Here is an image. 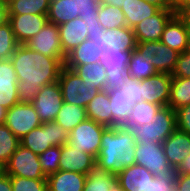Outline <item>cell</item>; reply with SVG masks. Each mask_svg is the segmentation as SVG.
I'll list each match as a JSON object with an SVG mask.
<instances>
[{
	"label": "cell",
	"mask_w": 190,
	"mask_h": 191,
	"mask_svg": "<svg viewBox=\"0 0 190 191\" xmlns=\"http://www.w3.org/2000/svg\"><path fill=\"white\" fill-rule=\"evenodd\" d=\"M160 41L179 53L190 49L188 27L179 14L167 23Z\"/></svg>",
	"instance_id": "17"
},
{
	"label": "cell",
	"mask_w": 190,
	"mask_h": 191,
	"mask_svg": "<svg viewBox=\"0 0 190 191\" xmlns=\"http://www.w3.org/2000/svg\"><path fill=\"white\" fill-rule=\"evenodd\" d=\"M172 77L190 78V49L179 54Z\"/></svg>",
	"instance_id": "45"
},
{
	"label": "cell",
	"mask_w": 190,
	"mask_h": 191,
	"mask_svg": "<svg viewBox=\"0 0 190 191\" xmlns=\"http://www.w3.org/2000/svg\"><path fill=\"white\" fill-rule=\"evenodd\" d=\"M51 0H12L8 5V15H47Z\"/></svg>",
	"instance_id": "33"
},
{
	"label": "cell",
	"mask_w": 190,
	"mask_h": 191,
	"mask_svg": "<svg viewBox=\"0 0 190 191\" xmlns=\"http://www.w3.org/2000/svg\"><path fill=\"white\" fill-rule=\"evenodd\" d=\"M162 147L169 164L176 169L190 154V134L176 128L162 143Z\"/></svg>",
	"instance_id": "20"
},
{
	"label": "cell",
	"mask_w": 190,
	"mask_h": 191,
	"mask_svg": "<svg viewBox=\"0 0 190 191\" xmlns=\"http://www.w3.org/2000/svg\"><path fill=\"white\" fill-rule=\"evenodd\" d=\"M25 45L49 57L67 56L61 46L59 27L51 22H47Z\"/></svg>",
	"instance_id": "12"
},
{
	"label": "cell",
	"mask_w": 190,
	"mask_h": 191,
	"mask_svg": "<svg viewBox=\"0 0 190 191\" xmlns=\"http://www.w3.org/2000/svg\"><path fill=\"white\" fill-rule=\"evenodd\" d=\"M108 95L113 119L112 127H126L134 105L133 100L127 95V84H123L121 88L108 90Z\"/></svg>",
	"instance_id": "19"
},
{
	"label": "cell",
	"mask_w": 190,
	"mask_h": 191,
	"mask_svg": "<svg viewBox=\"0 0 190 191\" xmlns=\"http://www.w3.org/2000/svg\"><path fill=\"white\" fill-rule=\"evenodd\" d=\"M78 6L75 0H51L47 13L48 22L60 26L78 18Z\"/></svg>",
	"instance_id": "29"
},
{
	"label": "cell",
	"mask_w": 190,
	"mask_h": 191,
	"mask_svg": "<svg viewBox=\"0 0 190 191\" xmlns=\"http://www.w3.org/2000/svg\"><path fill=\"white\" fill-rule=\"evenodd\" d=\"M188 104H190V78L173 77L168 106L176 111Z\"/></svg>",
	"instance_id": "32"
},
{
	"label": "cell",
	"mask_w": 190,
	"mask_h": 191,
	"mask_svg": "<svg viewBox=\"0 0 190 191\" xmlns=\"http://www.w3.org/2000/svg\"><path fill=\"white\" fill-rule=\"evenodd\" d=\"M175 191H190V174L175 175Z\"/></svg>",
	"instance_id": "49"
},
{
	"label": "cell",
	"mask_w": 190,
	"mask_h": 191,
	"mask_svg": "<svg viewBox=\"0 0 190 191\" xmlns=\"http://www.w3.org/2000/svg\"><path fill=\"white\" fill-rule=\"evenodd\" d=\"M161 107L147 101L135 103L130 112L128 124H147Z\"/></svg>",
	"instance_id": "37"
},
{
	"label": "cell",
	"mask_w": 190,
	"mask_h": 191,
	"mask_svg": "<svg viewBox=\"0 0 190 191\" xmlns=\"http://www.w3.org/2000/svg\"><path fill=\"white\" fill-rule=\"evenodd\" d=\"M104 47L103 43L93 42L87 38L67 54L64 65H83L100 62Z\"/></svg>",
	"instance_id": "23"
},
{
	"label": "cell",
	"mask_w": 190,
	"mask_h": 191,
	"mask_svg": "<svg viewBox=\"0 0 190 191\" xmlns=\"http://www.w3.org/2000/svg\"><path fill=\"white\" fill-rule=\"evenodd\" d=\"M171 10L178 14L184 7H186L190 0H170Z\"/></svg>",
	"instance_id": "51"
},
{
	"label": "cell",
	"mask_w": 190,
	"mask_h": 191,
	"mask_svg": "<svg viewBox=\"0 0 190 191\" xmlns=\"http://www.w3.org/2000/svg\"><path fill=\"white\" fill-rule=\"evenodd\" d=\"M152 58L146 57L138 47L131 52L127 65V73L137 80L147 79L158 72L151 62Z\"/></svg>",
	"instance_id": "30"
},
{
	"label": "cell",
	"mask_w": 190,
	"mask_h": 191,
	"mask_svg": "<svg viewBox=\"0 0 190 191\" xmlns=\"http://www.w3.org/2000/svg\"><path fill=\"white\" fill-rule=\"evenodd\" d=\"M9 20L7 5L0 3V26Z\"/></svg>",
	"instance_id": "54"
},
{
	"label": "cell",
	"mask_w": 190,
	"mask_h": 191,
	"mask_svg": "<svg viewBox=\"0 0 190 191\" xmlns=\"http://www.w3.org/2000/svg\"><path fill=\"white\" fill-rule=\"evenodd\" d=\"M87 118L112 127V112L108 90L100 91L86 107Z\"/></svg>",
	"instance_id": "27"
},
{
	"label": "cell",
	"mask_w": 190,
	"mask_h": 191,
	"mask_svg": "<svg viewBox=\"0 0 190 191\" xmlns=\"http://www.w3.org/2000/svg\"><path fill=\"white\" fill-rule=\"evenodd\" d=\"M19 145L20 140L11 130L5 124L0 125V160L7 164Z\"/></svg>",
	"instance_id": "38"
},
{
	"label": "cell",
	"mask_w": 190,
	"mask_h": 191,
	"mask_svg": "<svg viewBox=\"0 0 190 191\" xmlns=\"http://www.w3.org/2000/svg\"><path fill=\"white\" fill-rule=\"evenodd\" d=\"M86 174L59 170L47 177L48 191H83Z\"/></svg>",
	"instance_id": "24"
},
{
	"label": "cell",
	"mask_w": 190,
	"mask_h": 191,
	"mask_svg": "<svg viewBox=\"0 0 190 191\" xmlns=\"http://www.w3.org/2000/svg\"><path fill=\"white\" fill-rule=\"evenodd\" d=\"M95 167L96 158L93 155L74 149L67 143L61 146L59 170L73 171L88 175Z\"/></svg>",
	"instance_id": "16"
},
{
	"label": "cell",
	"mask_w": 190,
	"mask_h": 191,
	"mask_svg": "<svg viewBox=\"0 0 190 191\" xmlns=\"http://www.w3.org/2000/svg\"><path fill=\"white\" fill-rule=\"evenodd\" d=\"M188 31H189V43H190V21H186Z\"/></svg>",
	"instance_id": "61"
},
{
	"label": "cell",
	"mask_w": 190,
	"mask_h": 191,
	"mask_svg": "<svg viewBox=\"0 0 190 191\" xmlns=\"http://www.w3.org/2000/svg\"><path fill=\"white\" fill-rule=\"evenodd\" d=\"M69 132L56 121L42 123L20 139V145L40 155L46 149L68 142Z\"/></svg>",
	"instance_id": "4"
},
{
	"label": "cell",
	"mask_w": 190,
	"mask_h": 191,
	"mask_svg": "<svg viewBox=\"0 0 190 191\" xmlns=\"http://www.w3.org/2000/svg\"><path fill=\"white\" fill-rule=\"evenodd\" d=\"M106 128L107 126L87 118L69 132L67 144L97 158L101 148L102 133Z\"/></svg>",
	"instance_id": "6"
},
{
	"label": "cell",
	"mask_w": 190,
	"mask_h": 191,
	"mask_svg": "<svg viewBox=\"0 0 190 191\" xmlns=\"http://www.w3.org/2000/svg\"><path fill=\"white\" fill-rule=\"evenodd\" d=\"M17 81L10 59L0 60V105L7 109L19 103Z\"/></svg>",
	"instance_id": "18"
},
{
	"label": "cell",
	"mask_w": 190,
	"mask_h": 191,
	"mask_svg": "<svg viewBox=\"0 0 190 191\" xmlns=\"http://www.w3.org/2000/svg\"><path fill=\"white\" fill-rule=\"evenodd\" d=\"M6 168L9 176L47 179L41 169L38 155L22 145H19L17 150L11 155Z\"/></svg>",
	"instance_id": "9"
},
{
	"label": "cell",
	"mask_w": 190,
	"mask_h": 191,
	"mask_svg": "<svg viewBox=\"0 0 190 191\" xmlns=\"http://www.w3.org/2000/svg\"><path fill=\"white\" fill-rule=\"evenodd\" d=\"M13 191H48L47 179L10 176Z\"/></svg>",
	"instance_id": "41"
},
{
	"label": "cell",
	"mask_w": 190,
	"mask_h": 191,
	"mask_svg": "<svg viewBox=\"0 0 190 191\" xmlns=\"http://www.w3.org/2000/svg\"><path fill=\"white\" fill-rule=\"evenodd\" d=\"M98 20L104 29L126 27L125 15L121 8L108 4H100L98 10Z\"/></svg>",
	"instance_id": "35"
},
{
	"label": "cell",
	"mask_w": 190,
	"mask_h": 191,
	"mask_svg": "<svg viewBox=\"0 0 190 191\" xmlns=\"http://www.w3.org/2000/svg\"><path fill=\"white\" fill-rule=\"evenodd\" d=\"M87 26L88 39L102 43L105 29L100 25L98 19L83 20Z\"/></svg>",
	"instance_id": "48"
},
{
	"label": "cell",
	"mask_w": 190,
	"mask_h": 191,
	"mask_svg": "<svg viewBox=\"0 0 190 191\" xmlns=\"http://www.w3.org/2000/svg\"><path fill=\"white\" fill-rule=\"evenodd\" d=\"M100 4H108L118 8H122V3L124 0H97Z\"/></svg>",
	"instance_id": "55"
},
{
	"label": "cell",
	"mask_w": 190,
	"mask_h": 191,
	"mask_svg": "<svg viewBox=\"0 0 190 191\" xmlns=\"http://www.w3.org/2000/svg\"><path fill=\"white\" fill-rule=\"evenodd\" d=\"M7 111H8L7 108H5L2 105H0V125H4L5 124Z\"/></svg>",
	"instance_id": "57"
},
{
	"label": "cell",
	"mask_w": 190,
	"mask_h": 191,
	"mask_svg": "<svg viewBox=\"0 0 190 191\" xmlns=\"http://www.w3.org/2000/svg\"><path fill=\"white\" fill-rule=\"evenodd\" d=\"M190 174V154L185 157L182 162L175 169V175H189Z\"/></svg>",
	"instance_id": "50"
},
{
	"label": "cell",
	"mask_w": 190,
	"mask_h": 191,
	"mask_svg": "<svg viewBox=\"0 0 190 191\" xmlns=\"http://www.w3.org/2000/svg\"><path fill=\"white\" fill-rule=\"evenodd\" d=\"M7 174L6 163L0 160V177Z\"/></svg>",
	"instance_id": "58"
},
{
	"label": "cell",
	"mask_w": 190,
	"mask_h": 191,
	"mask_svg": "<svg viewBox=\"0 0 190 191\" xmlns=\"http://www.w3.org/2000/svg\"><path fill=\"white\" fill-rule=\"evenodd\" d=\"M176 15L173 10L159 9L133 28L137 42L160 41L167 23Z\"/></svg>",
	"instance_id": "13"
},
{
	"label": "cell",
	"mask_w": 190,
	"mask_h": 191,
	"mask_svg": "<svg viewBox=\"0 0 190 191\" xmlns=\"http://www.w3.org/2000/svg\"><path fill=\"white\" fill-rule=\"evenodd\" d=\"M78 6V15L82 20L98 19L100 3L97 0H75Z\"/></svg>",
	"instance_id": "42"
},
{
	"label": "cell",
	"mask_w": 190,
	"mask_h": 191,
	"mask_svg": "<svg viewBox=\"0 0 190 191\" xmlns=\"http://www.w3.org/2000/svg\"><path fill=\"white\" fill-rule=\"evenodd\" d=\"M87 119L86 108L63 102L54 121L70 132Z\"/></svg>",
	"instance_id": "31"
},
{
	"label": "cell",
	"mask_w": 190,
	"mask_h": 191,
	"mask_svg": "<svg viewBox=\"0 0 190 191\" xmlns=\"http://www.w3.org/2000/svg\"><path fill=\"white\" fill-rule=\"evenodd\" d=\"M124 84H127V95L134 104L142 101V80H137L131 75L127 74Z\"/></svg>",
	"instance_id": "46"
},
{
	"label": "cell",
	"mask_w": 190,
	"mask_h": 191,
	"mask_svg": "<svg viewBox=\"0 0 190 191\" xmlns=\"http://www.w3.org/2000/svg\"><path fill=\"white\" fill-rule=\"evenodd\" d=\"M41 169L46 177L59 171V159L61 157V146L46 149L38 155Z\"/></svg>",
	"instance_id": "40"
},
{
	"label": "cell",
	"mask_w": 190,
	"mask_h": 191,
	"mask_svg": "<svg viewBox=\"0 0 190 191\" xmlns=\"http://www.w3.org/2000/svg\"><path fill=\"white\" fill-rule=\"evenodd\" d=\"M70 69H73L84 83L99 89L105 90L106 82V68H104L100 62L88 63L83 65H64Z\"/></svg>",
	"instance_id": "28"
},
{
	"label": "cell",
	"mask_w": 190,
	"mask_h": 191,
	"mask_svg": "<svg viewBox=\"0 0 190 191\" xmlns=\"http://www.w3.org/2000/svg\"><path fill=\"white\" fill-rule=\"evenodd\" d=\"M5 125L20 140L42 122L32 103H17L8 109Z\"/></svg>",
	"instance_id": "8"
},
{
	"label": "cell",
	"mask_w": 190,
	"mask_h": 191,
	"mask_svg": "<svg viewBox=\"0 0 190 191\" xmlns=\"http://www.w3.org/2000/svg\"><path fill=\"white\" fill-rule=\"evenodd\" d=\"M102 43L105 47L123 52H132L137 48L134 31L130 27L105 29Z\"/></svg>",
	"instance_id": "25"
},
{
	"label": "cell",
	"mask_w": 190,
	"mask_h": 191,
	"mask_svg": "<svg viewBox=\"0 0 190 191\" xmlns=\"http://www.w3.org/2000/svg\"><path fill=\"white\" fill-rule=\"evenodd\" d=\"M135 164L147 168L154 176H174L175 169L164 154L162 143H136Z\"/></svg>",
	"instance_id": "7"
},
{
	"label": "cell",
	"mask_w": 190,
	"mask_h": 191,
	"mask_svg": "<svg viewBox=\"0 0 190 191\" xmlns=\"http://www.w3.org/2000/svg\"><path fill=\"white\" fill-rule=\"evenodd\" d=\"M58 27L61 46L66 55L88 38L86 23L80 17Z\"/></svg>",
	"instance_id": "21"
},
{
	"label": "cell",
	"mask_w": 190,
	"mask_h": 191,
	"mask_svg": "<svg viewBox=\"0 0 190 191\" xmlns=\"http://www.w3.org/2000/svg\"><path fill=\"white\" fill-rule=\"evenodd\" d=\"M172 74L157 73L142 80V101L168 106Z\"/></svg>",
	"instance_id": "14"
},
{
	"label": "cell",
	"mask_w": 190,
	"mask_h": 191,
	"mask_svg": "<svg viewBox=\"0 0 190 191\" xmlns=\"http://www.w3.org/2000/svg\"><path fill=\"white\" fill-rule=\"evenodd\" d=\"M66 57H49L19 44L10 58L17 76L19 103H32L41 88L58 81Z\"/></svg>",
	"instance_id": "1"
},
{
	"label": "cell",
	"mask_w": 190,
	"mask_h": 191,
	"mask_svg": "<svg viewBox=\"0 0 190 191\" xmlns=\"http://www.w3.org/2000/svg\"><path fill=\"white\" fill-rule=\"evenodd\" d=\"M154 177L147 168L133 164L117 175V182L124 191H145Z\"/></svg>",
	"instance_id": "22"
},
{
	"label": "cell",
	"mask_w": 190,
	"mask_h": 191,
	"mask_svg": "<svg viewBox=\"0 0 190 191\" xmlns=\"http://www.w3.org/2000/svg\"><path fill=\"white\" fill-rule=\"evenodd\" d=\"M58 83L63 102L84 108L100 92L99 89L84 83L73 69L66 66L61 69Z\"/></svg>",
	"instance_id": "5"
},
{
	"label": "cell",
	"mask_w": 190,
	"mask_h": 191,
	"mask_svg": "<svg viewBox=\"0 0 190 191\" xmlns=\"http://www.w3.org/2000/svg\"><path fill=\"white\" fill-rule=\"evenodd\" d=\"M145 191H175L174 176H155L146 187Z\"/></svg>",
	"instance_id": "43"
},
{
	"label": "cell",
	"mask_w": 190,
	"mask_h": 191,
	"mask_svg": "<svg viewBox=\"0 0 190 191\" xmlns=\"http://www.w3.org/2000/svg\"><path fill=\"white\" fill-rule=\"evenodd\" d=\"M135 147V137L128 128L107 127L102 133L96 167L118 175L126 167L135 164Z\"/></svg>",
	"instance_id": "2"
},
{
	"label": "cell",
	"mask_w": 190,
	"mask_h": 191,
	"mask_svg": "<svg viewBox=\"0 0 190 191\" xmlns=\"http://www.w3.org/2000/svg\"><path fill=\"white\" fill-rule=\"evenodd\" d=\"M116 181L117 175L95 167L88 173L83 191H108Z\"/></svg>",
	"instance_id": "34"
},
{
	"label": "cell",
	"mask_w": 190,
	"mask_h": 191,
	"mask_svg": "<svg viewBox=\"0 0 190 191\" xmlns=\"http://www.w3.org/2000/svg\"><path fill=\"white\" fill-rule=\"evenodd\" d=\"M0 191H13L11 185V178L8 174L0 177Z\"/></svg>",
	"instance_id": "52"
},
{
	"label": "cell",
	"mask_w": 190,
	"mask_h": 191,
	"mask_svg": "<svg viewBox=\"0 0 190 191\" xmlns=\"http://www.w3.org/2000/svg\"><path fill=\"white\" fill-rule=\"evenodd\" d=\"M108 191H124L120 184L116 181L113 186L111 187V189H108Z\"/></svg>",
	"instance_id": "59"
},
{
	"label": "cell",
	"mask_w": 190,
	"mask_h": 191,
	"mask_svg": "<svg viewBox=\"0 0 190 191\" xmlns=\"http://www.w3.org/2000/svg\"><path fill=\"white\" fill-rule=\"evenodd\" d=\"M8 22L18 44H26L48 22L47 15H9Z\"/></svg>",
	"instance_id": "15"
},
{
	"label": "cell",
	"mask_w": 190,
	"mask_h": 191,
	"mask_svg": "<svg viewBox=\"0 0 190 191\" xmlns=\"http://www.w3.org/2000/svg\"><path fill=\"white\" fill-rule=\"evenodd\" d=\"M12 0H0V3L8 5Z\"/></svg>",
	"instance_id": "60"
},
{
	"label": "cell",
	"mask_w": 190,
	"mask_h": 191,
	"mask_svg": "<svg viewBox=\"0 0 190 191\" xmlns=\"http://www.w3.org/2000/svg\"><path fill=\"white\" fill-rule=\"evenodd\" d=\"M137 47L152 58L151 62L158 73L172 74L175 70L179 52L169 48L161 41L137 42Z\"/></svg>",
	"instance_id": "11"
},
{
	"label": "cell",
	"mask_w": 190,
	"mask_h": 191,
	"mask_svg": "<svg viewBox=\"0 0 190 191\" xmlns=\"http://www.w3.org/2000/svg\"><path fill=\"white\" fill-rule=\"evenodd\" d=\"M176 128L190 134V104L176 111Z\"/></svg>",
	"instance_id": "47"
},
{
	"label": "cell",
	"mask_w": 190,
	"mask_h": 191,
	"mask_svg": "<svg viewBox=\"0 0 190 191\" xmlns=\"http://www.w3.org/2000/svg\"><path fill=\"white\" fill-rule=\"evenodd\" d=\"M127 74L126 69H106L105 90L121 88Z\"/></svg>",
	"instance_id": "44"
},
{
	"label": "cell",
	"mask_w": 190,
	"mask_h": 191,
	"mask_svg": "<svg viewBox=\"0 0 190 191\" xmlns=\"http://www.w3.org/2000/svg\"><path fill=\"white\" fill-rule=\"evenodd\" d=\"M18 42L9 22L0 26V60L10 59L15 52Z\"/></svg>",
	"instance_id": "39"
},
{
	"label": "cell",
	"mask_w": 190,
	"mask_h": 191,
	"mask_svg": "<svg viewBox=\"0 0 190 191\" xmlns=\"http://www.w3.org/2000/svg\"><path fill=\"white\" fill-rule=\"evenodd\" d=\"M131 52H123L109 47H104L100 64L106 69H127Z\"/></svg>",
	"instance_id": "36"
},
{
	"label": "cell",
	"mask_w": 190,
	"mask_h": 191,
	"mask_svg": "<svg viewBox=\"0 0 190 191\" xmlns=\"http://www.w3.org/2000/svg\"><path fill=\"white\" fill-rule=\"evenodd\" d=\"M185 21H190V3L178 13Z\"/></svg>",
	"instance_id": "56"
},
{
	"label": "cell",
	"mask_w": 190,
	"mask_h": 191,
	"mask_svg": "<svg viewBox=\"0 0 190 191\" xmlns=\"http://www.w3.org/2000/svg\"><path fill=\"white\" fill-rule=\"evenodd\" d=\"M144 1L155 5L159 9L171 10L170 0H144Z\"/></svg>",
	"instance_id": "53"
},
{
	"label": "cell",
	"mask_w": 190,
	"mask_h": 191,
	"mask_svg": "<svg viewBox=\"0 0 190 191\" xmlns=\"http://www.w3.org/2000/svg\"><path fill=\"white\" fill-rule=\"evenodd\" d=\"M32 104L42 123L54 121L63 104L58 81L43 86Z\"/></svg>",
	"instance_id": "10"
},
{
	"label": "cell",
	"mask_w": 190,
	"mask_h": 191,
	"mask_svg": "<svg viewBox=\"0 0 190 191\" xmlns=\"http://www.w3.org/2000/svg\"><path fill=\"white\" fill-rule=\"evenodd\" d=\"M136 143H163L176 129V112L169 106L161 107L147 124H127Z\"/></svg>",
	"instance_id": "3"
},
{
	"label": "cell",
	"mask_w": 190,
	"mask_h": 191,
	"mask_svg": "<svg viewBox=\"0 0 190 191\" xmlns=\"http://www.w3.org/2000/svg\"><path fill=\"white\" fill-rule=\"evenodd\" d=\"M127 27L134 28L146 18L152 17L159 8L144 0H124L121 8Z\"/></svg>",
	"instance_id": "26"
}]
</instances>
